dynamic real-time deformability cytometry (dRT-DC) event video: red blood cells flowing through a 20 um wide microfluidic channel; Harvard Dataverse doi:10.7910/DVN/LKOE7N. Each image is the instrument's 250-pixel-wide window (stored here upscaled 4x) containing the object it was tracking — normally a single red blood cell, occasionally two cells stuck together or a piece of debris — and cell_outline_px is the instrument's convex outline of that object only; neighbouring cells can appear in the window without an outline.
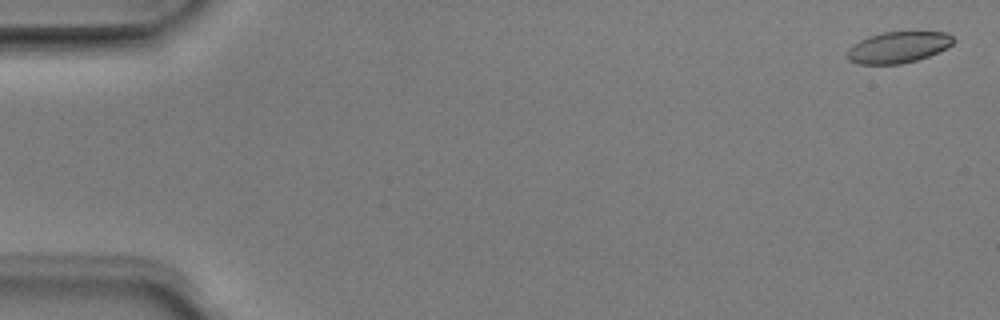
{"species": "Egyptian fruit bat (a non-hibernating species)", "species_latin": "Rousettus aegyptiacus", "temperature_condition": "room temperature", "stored_images_in_passage": 5, "camera_frame_rate_fps": 3000, "um_per_image_px": 0.085, "animal": {"sex": "male"}, "frame": {"image": 1, "passage_image": 1, "time_ms": 0.0, "image_size_px": [1000, 320], "cell_outline_px": [[956, 40], [948, 48], [928, 56], [916, 60], [900, 64], [860, 64], [848, 60], [844, 56], [848, 48], [852, 44], [868, 36], [884, 32], [948, 32]], "centroid_in_image_um": [76.32, 4.02], "position_along_channel_um": 8.7, "area_um2": 19.54}}
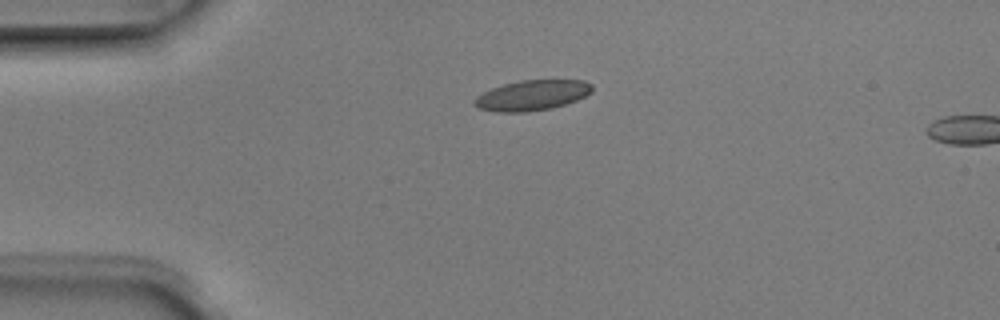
{"frame": {"image": 2, "passage_image": 4, "time_ms": 1.0, "image_size_px": [1000, 320], "cell_outline_px": [[592, 92], [576, 100], [552, 108], [528, 112], [496, 112], [480, 108], [472, 104], [472, 100], [476, 96], [492, 88], [504, 84], [520, 80], [584, 80], [592, 84]], "centroid_in_image_um": [45.2, 8.1], "position_along_channel_um": 39.8, "area_um2": 20.81}}